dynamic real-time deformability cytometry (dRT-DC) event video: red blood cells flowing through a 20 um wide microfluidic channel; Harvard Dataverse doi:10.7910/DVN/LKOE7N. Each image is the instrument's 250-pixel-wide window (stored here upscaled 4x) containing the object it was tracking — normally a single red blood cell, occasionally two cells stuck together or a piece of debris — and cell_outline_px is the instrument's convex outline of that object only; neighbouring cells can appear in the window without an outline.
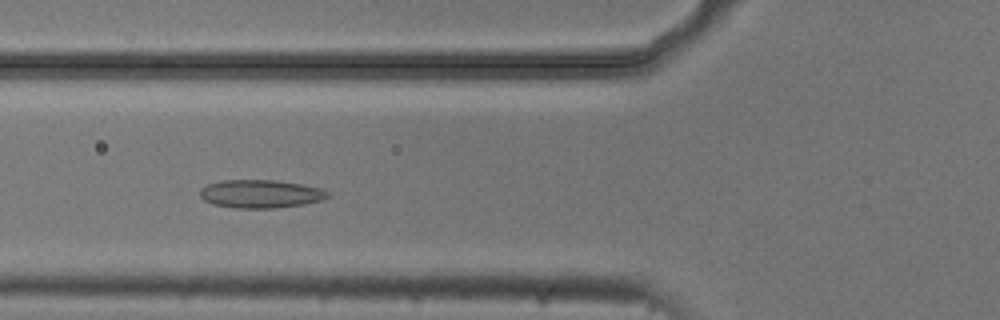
{"species": "common noctule bat (a hibernating species)", "species_latin": "Nyctalus noctula", "temperature_condition": "cold", "stored_images_in_passage": 7, "camera_frame_rate_fps": 3000, "um_per_image_px": 0.085, "animal": {"sex": "male", "body_mass_g": 20.5, "forearm_length_mm": 52.5}, "frame": {"image": 1, "passage_image": 5, "time_ms": 1.333, "image_size_px": [1000, 320], "cell_outline_px": [[328, 196], [320, 200], [304, 204], [276, 208], [232, 208], [212, 204], [204, 200], [200, 196], [200, 188], [208, 184], [224, 180], [276, 180], [304, 184], [320, 188], [328, 192]], "centroid_in_image_um": [22.12, 16.48], "position_along_channel_um": 103.7, "area_um2": 21.04}}
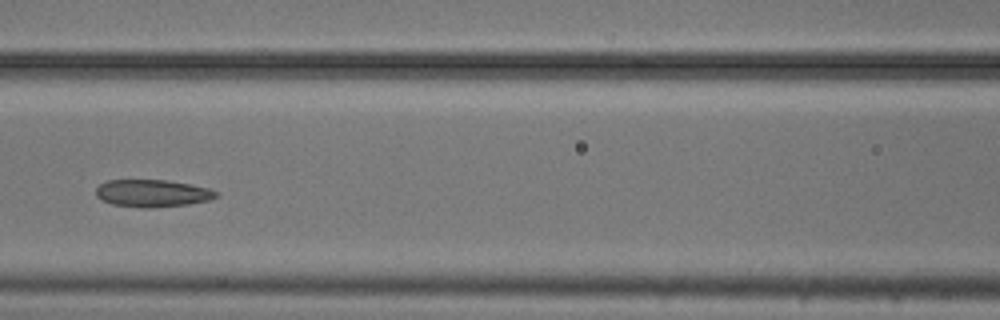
{"frame": {"image": 2, "passage_image": 6, "time_ms": 1.667, "image_size_px": [1000, 320], "cell_outline_px": [[220, 192], [216, 196], [208, 200], [188, 204], [152, 208], [144, 208], [112, 204], [100, 200], [96, 196], [96, 188], [100, 184], [108, 180], [168, 180], [208, 188]], "centroid_in_image_um": [12.92, 16.43], "position_along_channel_um": 153.7, "area_um2": 19.13}}
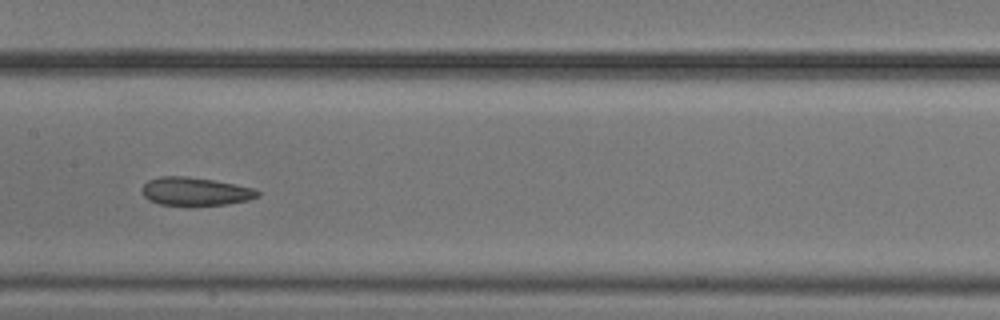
{"frame": {"image": 3, "passage_image": 7, "time_ms": 2.0, "image_size_px": [1000, 320], "cell_outline_px": [[260, 196], [248, 200], [228, 204], [188, 208], [160, 204], [148, 200], [144, 196], [140, 188], [148, 180], [160, 176], [188, 176], [212, 180], [256, 188], [260, 192]], "centroid_in_image_um": [16.59, 16.31], "position_along_channel_um": 190.8, "area_um2": 19.83}}